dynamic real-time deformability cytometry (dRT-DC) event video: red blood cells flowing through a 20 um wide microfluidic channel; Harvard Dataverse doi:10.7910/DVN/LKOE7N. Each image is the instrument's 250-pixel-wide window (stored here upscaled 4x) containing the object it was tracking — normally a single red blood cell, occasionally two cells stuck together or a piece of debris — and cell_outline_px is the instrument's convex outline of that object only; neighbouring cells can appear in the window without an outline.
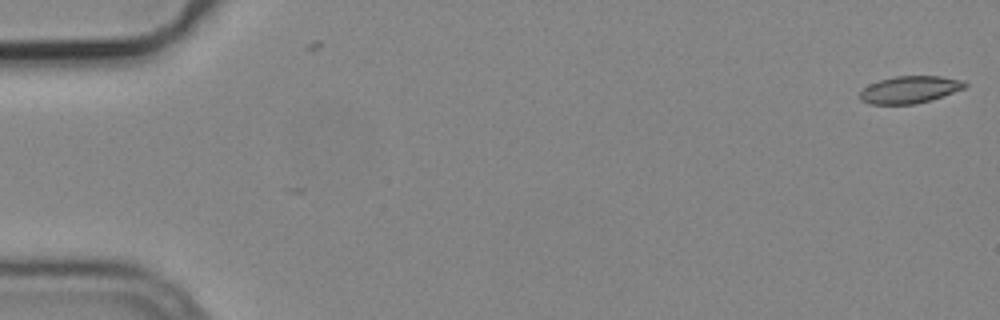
{"species": "common noctule bat (a hibernating species)", "species_latin": "Nyctalus noctula", "temperature_condition": "cold", "stored_images_in_passage": 2, "camera_frame_rate_fps": 3000, "um_per_image_px": 0.085, "animal": {"sex": "male", "body_mass_g": 19.2, "forearm_length_mm": 51.8}, "frame": {"image": 1, "passage_image": 2, "time_ms": 0.333, "image_size_px": [1000, 320], "cell_outline_px": [[968, 84], [964, 88], [932, 100], [916, 104], [868, 104], [860, 100], [860, 92], [868, 84], [880, 80], [896, 76], [940, 76], [964, 80]], "centroid_in_image_um": [77.33, 7.62], "position_along_channel_um": 7.7, "area_um2": 16.7}}